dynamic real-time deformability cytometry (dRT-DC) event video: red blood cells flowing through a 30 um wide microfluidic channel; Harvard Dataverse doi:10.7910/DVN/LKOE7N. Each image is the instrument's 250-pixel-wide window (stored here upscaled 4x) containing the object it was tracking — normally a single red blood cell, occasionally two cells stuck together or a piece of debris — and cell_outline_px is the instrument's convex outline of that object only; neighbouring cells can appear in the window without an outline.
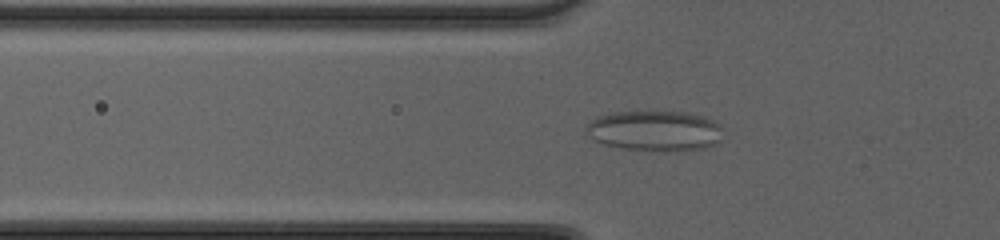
{"species": "common noctule bat (a hibernating species)", "species_latin": "Nyctalus noctula", "temperature_condition": "cold", "stored_images_in_passage": 33, "camera_frame_rate_fps": 3000, "um_per_image_px": 0.085, "animal": {"sex": "female", "body_mass_g": 20.0, "forearm_length_mm": 54.0}, "frame": {"image": 1, "passage_image": 2, "time_ms": 0.333, "image_size_px": [1000, 240], "cell_outline_px": [[720, 140], [716, 144], [704, 148], [676, 152], [668, 152], [624, 148], [604, 144], [588, 136], [584, 132], [584, 124], [596, 116], [612, 112], [684, 112], [704, 116], [720, 124]], "centroid_in_image_um": [55.61, 11.12], "position_along_channel_um": 70.2, "area_um2": 32.54}}
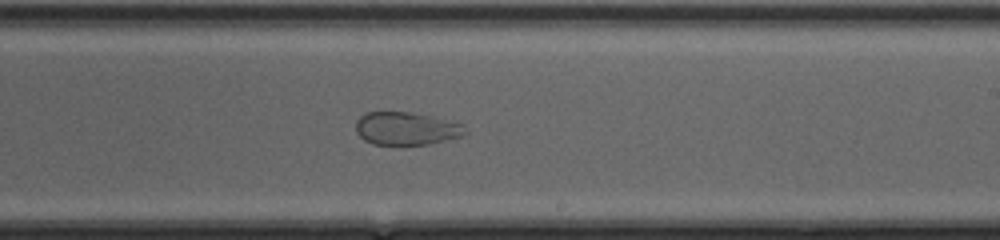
{"frame": {"image": 2, "passage_image": 15, "time_ms": 4.667, "image_size_px": [1000, 240], "cell_outline_px": [[468, 132], [464, 136], [428, 144], [404, 148], [372, 144], [364, 140], [356, 132], [356, 120], [364, 112], [408, 112], [428, 116], [460, 124]], "centroid_in_image_um": [34.47, 10.98], "position_along_channel_um": 254.5, "area_um2": 21.5}}
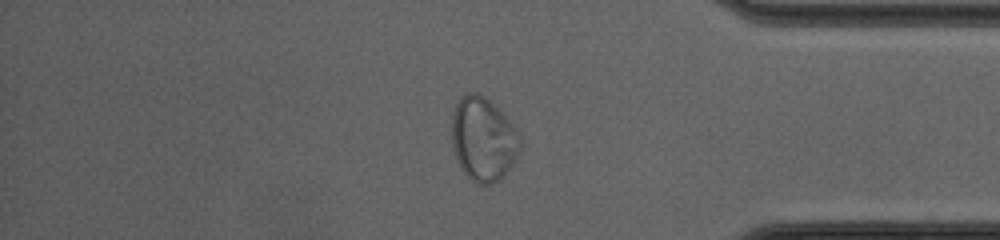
{"frame": {"image": 3, "passage_image": 26, "time_ms": 8.333, "image_size_px": [1000, 240], "cell_outline_px": [[520, 148], [512, 164], [504, 176], [500, 180], [492, 184], [476, 184], [460, 168], [452, 148], [452, 112], [460, 96], [464, 92], [476, 92], [484, 96], [516, 128], [520, 140]], "centroid_in_image_um": [41.04, 11.83], "position_along_channel_um": 394.2, "area_um2": 33.35}}